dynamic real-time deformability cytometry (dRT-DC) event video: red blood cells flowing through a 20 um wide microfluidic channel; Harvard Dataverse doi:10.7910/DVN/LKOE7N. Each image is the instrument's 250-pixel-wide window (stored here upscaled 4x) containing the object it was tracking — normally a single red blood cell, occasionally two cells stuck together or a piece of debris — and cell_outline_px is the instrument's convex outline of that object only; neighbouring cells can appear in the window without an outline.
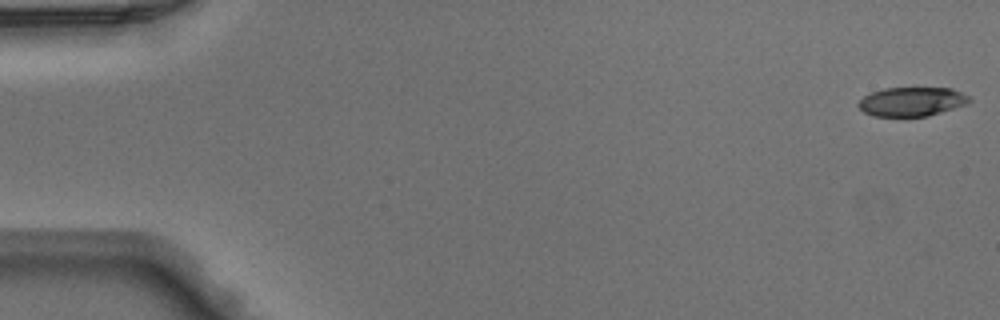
{"species": "Egyptian fruit bat (a non-hibernating species)", "species_latin": "Rousettus aegyptiacus", "temperature_condition": "warm", "stored_images_in_passage": 21, "camera_frame_rate_fps": 3000, "um_per_image_px": 0.085, "animal": {"sex": "male"}, "frame": {"image": 1, "passage_image": 1, "time_ms": 0.0, "image_size_px": [1000, 320], "cell_outline_px": [[972, 100], [964, 104], [928, 116], [876, 116], [864, 112], [856, 104], [864, 96], [872, 92], [884, 88], [952, 88], [968, 96]], "centroid_in_image_um": [77.47, 8.63], "position_along_channel_um": 7.5, "area_um2": 18.5}}
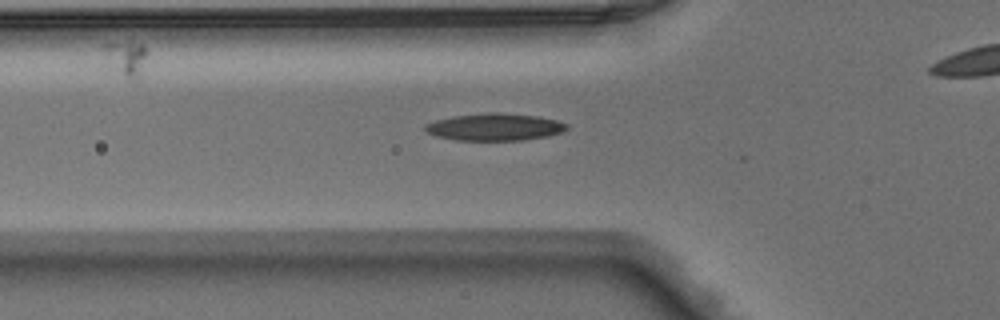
{"frame": {"image": 2, "passage_image": 17, "time_ms": 5.333, "image_size_px": [1000, 320], "cell_outline_px": [[568, 128], [564, 132], [548, 136], [524, 140], [456, 140], [436, 136], [428, 132], [424, 128], [424, 124], [436, 120], [452, 116], [488, 112], [500, 112], [536, 116], [556, 120], [568, 124]], "centroid_in_image_um": [42.06, 10.79], "position_along_channel_um": 83.7, "area_um2": 22.54}}
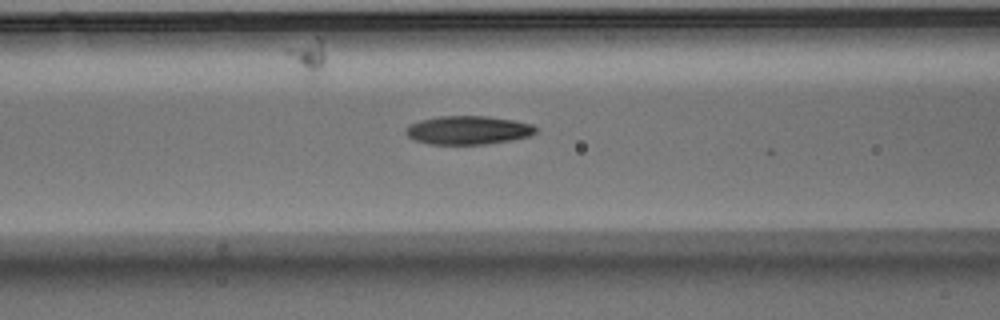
{"frame": {"image": 3, "passage_image": 20, "time_ms": 6.333, "image_size_px": [1000, 320], "cell_outline_px": [[536, 132], [528, 136], [512, 140], [484, 144], [428, 144], [416, 140], [408, 136], [404, 132], [408, 124], [420, 120], [440, 116], [488, 116], [512, 120], [532, 124], [536, 128]], "centroid_in_image_um": [39.76, 11.06], "position_along_channel_um": 126.8, "area_um2": 21.56}}